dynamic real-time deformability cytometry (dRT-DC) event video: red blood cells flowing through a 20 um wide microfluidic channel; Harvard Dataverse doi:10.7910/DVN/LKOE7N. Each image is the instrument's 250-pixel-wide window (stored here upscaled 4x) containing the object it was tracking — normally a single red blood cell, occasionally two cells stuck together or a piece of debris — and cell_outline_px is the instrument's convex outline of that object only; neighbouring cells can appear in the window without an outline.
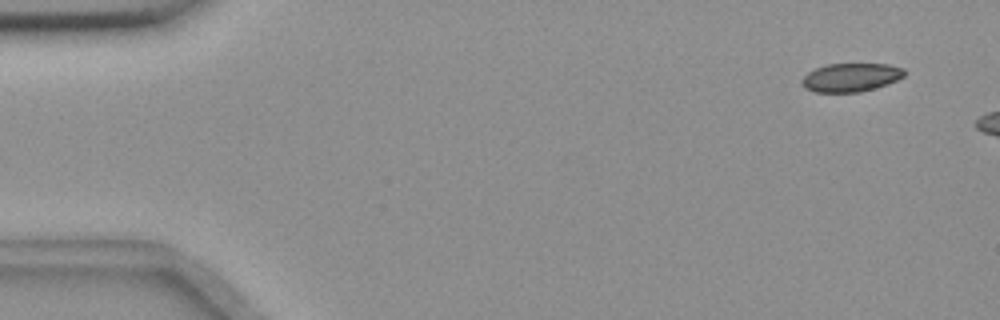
{"species": "common noctule bat (a hibernating species)", "species_latin": "Nyctalus noctula", "temperature_condition": "room temperature", "stored_images_in_passage": 6, "camera_frame_rate_fps": 3000, "um_per_image_px": 0.085, "animal": {"sex": "female", "body_mass_g": 18.4}, "frame": {"image": 1, "passage_image": 1, "time_ms": 0.0, "image_size_px": [1000, 320], "cell_outline_px": [[904, 76], [896, 80], [860, 92], [816, 92], [804, 88], [800, 80], [808, 72], [816, 68], [828, 64], [888, 64], [904, 68]], "centroid_in_image_um": [72.28, 6.57], "position_along_channel_um": 12.7, "area_um2": 16.82}}